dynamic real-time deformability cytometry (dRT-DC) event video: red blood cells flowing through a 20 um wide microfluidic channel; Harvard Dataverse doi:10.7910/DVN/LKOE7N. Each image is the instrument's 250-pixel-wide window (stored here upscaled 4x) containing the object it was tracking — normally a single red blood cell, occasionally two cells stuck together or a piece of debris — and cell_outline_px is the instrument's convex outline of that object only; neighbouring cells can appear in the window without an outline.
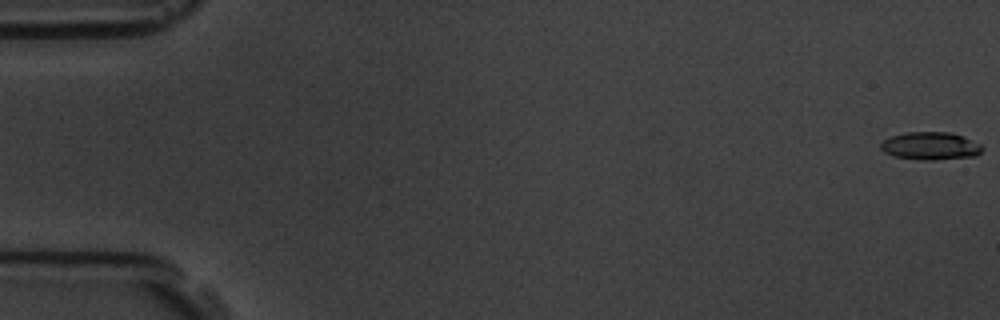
{"species": "common noctule bat (a hibernating species)", "species_latin": "Nyctalus noctula", "temperature_condition": "room temperature", "stored_images_in_passage": 6, "segment_of_instrument_passage": [1, 2], "camera_frame_rate_fps": 3000, "um_per_image_px": 0.085, "animal": {"sex": "male", "body_mass_g": 19.5, "forearm_length_mm": 54.6}, "frame": {"image": 1, "passage_image": 1, "time_ms": 0.0, "image_size_px": [1000, 320], "cell_outline_px": [[984, 148], [976, 156], [932, 160], [924, 160], [896, 156], [884, 152], [880, 148], [880, 144], [884, 140], [892, 136], [904, 132], [952, 132], [964, 136], [980, 144]], "centroid_in_image_um": [79.11, 12.39], "position_along_channel_um": 5.9, "area_um2": 16.42}}
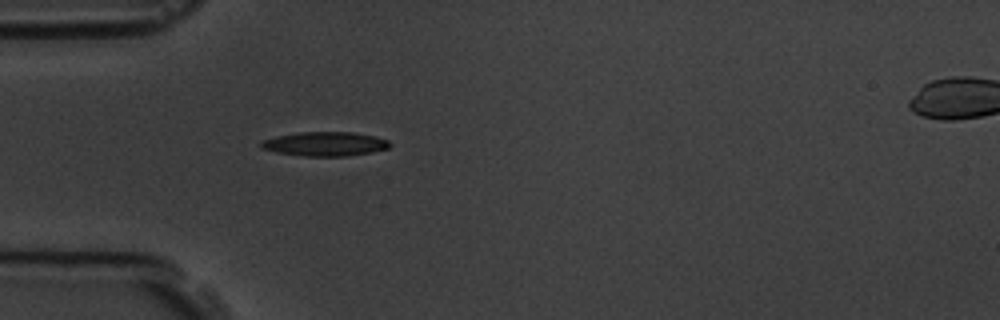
{"frame": {"image": 2, "passage_image": 5, "time_ms": 5.667, "image_size_px": [1000, 320], "cell_outline_px": [[392, 144], [388, 148], [372, 152], [348, 156], [304, 156], [276, 152], [260, 148], [260, 144], [264, 140], [276, 136], [300, 132], [352, 132], [376, 136], [388, 140]], "centroid_in_image_um": [27.65, 12.23], "position_along_channel_um": 57.3, "area_um2": 18.15}}